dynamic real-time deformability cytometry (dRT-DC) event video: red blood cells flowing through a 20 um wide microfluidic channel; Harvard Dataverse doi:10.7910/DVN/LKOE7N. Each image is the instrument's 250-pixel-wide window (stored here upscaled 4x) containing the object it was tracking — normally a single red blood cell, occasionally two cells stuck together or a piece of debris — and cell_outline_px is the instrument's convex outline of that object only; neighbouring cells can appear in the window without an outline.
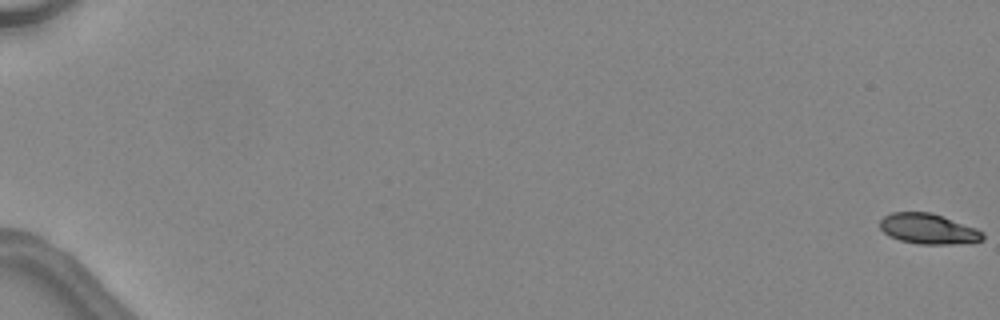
{"species": "common noctule bat (a hibernating species)", "species_latin": "Nyctalus noctula", "temperature_condition": "warm", "stored_images_in_passage": 49, "camera_frame_rate_fps": 3000, "um_per_image_px": 0.085, "animal": {"sex": "female", "body_mass_g": 24.6, "forearm_length_mm": 56.2}, "frame": {"image": 1, "passage_image": 1, "time_ms": 0.0, "image_size_px": [1000, 320], "cell_outline_px": [[984, 240], [952, 244], [920, 244], [900, 240], [888, 236], [880, 228], [880, 220], [884, 216], [892, 212], [932, 212], [976, 228], [984, 232]], "centroid_in_image_um": [78.9, 19.44], "position_along_channel_um": 6.1, "area_um2": 18.21}}
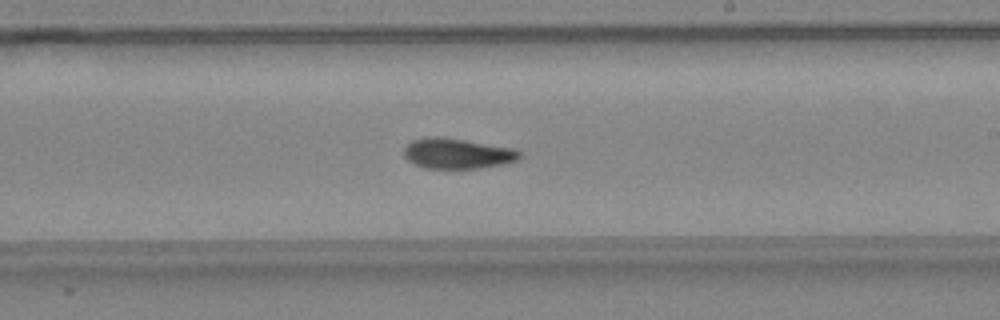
{"frame": {"image": 2, "passage_image": 32, "time_ms": 10.333, "image_size_px": [1000, 320], "cell_outline_px": [[520, 156], [516, 160], [504, 164], [480, 168], [424, 168], [408, 160], [404, 156], [404, 148], [412, 140], [436, 136], [464, 140], [512, 148], [520, 152]], "centroid_in_image_um": [38.85, 13.05], "position_along_channel_um": 250.1, "area_um2": 20.11}}
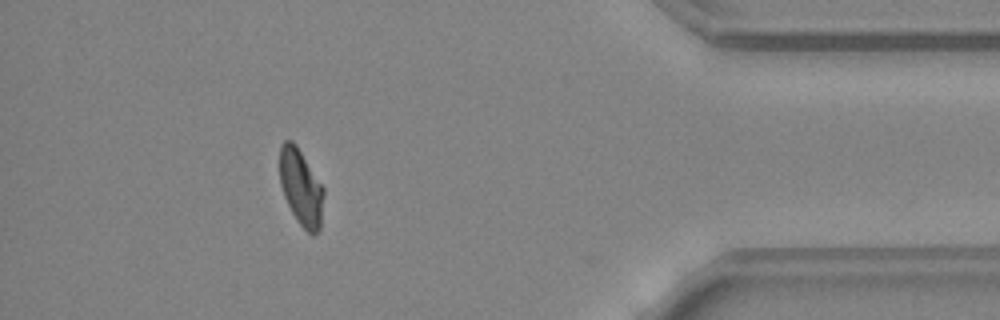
{"frame": {"image": 3, "passage_image": 45, "time_ms": 14.667, "image_size_px": [1000, 320], "cell_outline_px": [[324, 192], [320, 228], [312, 236], [296, 220], [284, 196], [280, 184], [280, 144], [284, 140], [292, 140], [296, 144], [324, 188]], "centroid_in_image_um": [25.58, 15.91], "position_along_channel_um": 409.6, "area_um2": 19.48}, "authors_computed_cell_mechanics": {"area_um2": 20.0566, "velocity_mm_per_s": 4.5441, "shape_relaxation_time_tau1_ms": 11.0232, "shape_relaxation_time_tau2_ms": 2.8862, "deformation_change_tau1": 0.2677, "deformation_change_tau2": 0.0832}}